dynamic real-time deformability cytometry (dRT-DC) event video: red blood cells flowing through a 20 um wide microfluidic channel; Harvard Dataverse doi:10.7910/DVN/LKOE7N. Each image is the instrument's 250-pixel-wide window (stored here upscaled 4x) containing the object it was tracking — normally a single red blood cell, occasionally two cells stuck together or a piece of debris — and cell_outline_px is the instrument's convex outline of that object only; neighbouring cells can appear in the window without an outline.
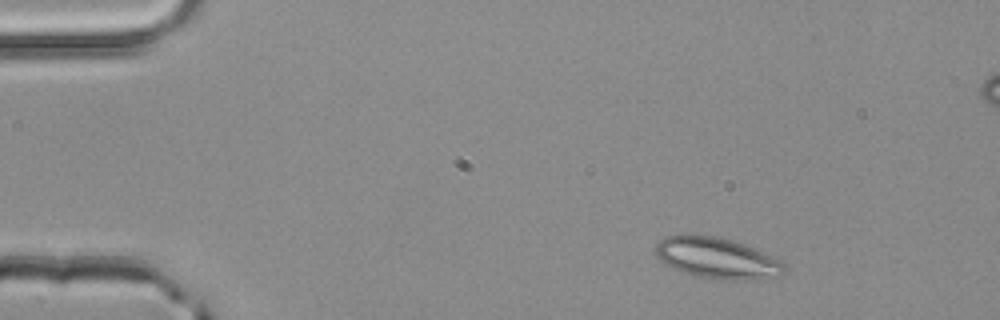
{"species": "common noctule bat (a hibernating species)", "species_latin": "Nyctalus noctula", "temperature_condition": "room temperature", "stored_images_in_passage": 3, "camera_frame_rate_fps": 3000, "um_per_image_px": 0.085, "animal": {"sex": "male", "body_mass_g": 20.4}, "frame": {"image": 1, "passage_image": 1, "time_ms": 0.0, "image_size_px": [1000, 320], "cell_outline_px": [[784, 272], [780, 276], [748, 280], [720, 280], [692, 276], [672, 268], [664, 264], [660, 260], [656, 252], [656, 244], [664, 236], [716, 236], [732, 240], [752, 248], [780, 260], [784, 264]], "centroid_in_image_um": [60.92, 21.97], "position_along_channel_um": 24.1, "area_um2": 30.46}}